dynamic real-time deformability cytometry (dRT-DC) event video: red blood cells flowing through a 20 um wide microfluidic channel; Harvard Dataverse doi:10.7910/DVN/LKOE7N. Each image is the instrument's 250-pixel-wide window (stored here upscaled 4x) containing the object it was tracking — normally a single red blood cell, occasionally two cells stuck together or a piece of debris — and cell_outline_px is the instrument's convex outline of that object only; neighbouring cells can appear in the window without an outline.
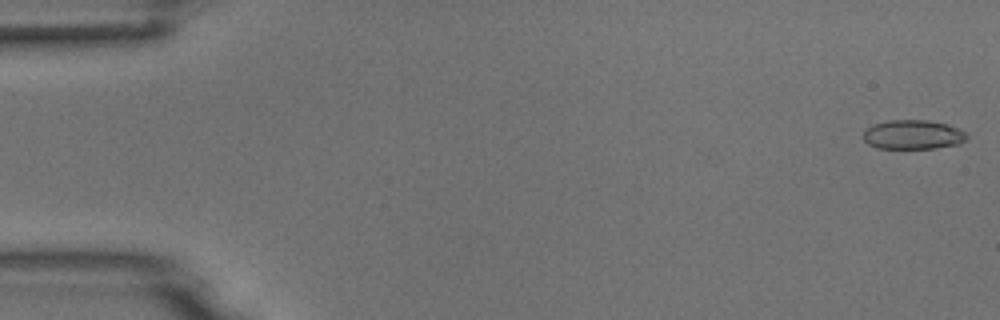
{"species": "common noctule bat (a hibernating species)", "species_latin": "Nyctalus noctula", "temperature_condition": "room temperature", "stored_images_in_passage": 4, "camera_frame_rate_fps": 3000, "um_per_image_px": 0.085, "animal": {"sex": "male", "body_mass_g": 18.8}, "frame": {"image": 1, "passage_image": 1, "time_ms": 0.0, "image_size_px": [1000, 320], "cell_outline_px": [[968, 136], [960, 144], [936, 148], [876, 148], [868, 144], [864, 140], [864, 132], [872, 124], [888, 120], [928, 120], [948, 124], [964, 132]], "centroid_in_image_um": [77.59, 11.44], "position_along_channel_um": 7.4, "area_um2": 17.63}}